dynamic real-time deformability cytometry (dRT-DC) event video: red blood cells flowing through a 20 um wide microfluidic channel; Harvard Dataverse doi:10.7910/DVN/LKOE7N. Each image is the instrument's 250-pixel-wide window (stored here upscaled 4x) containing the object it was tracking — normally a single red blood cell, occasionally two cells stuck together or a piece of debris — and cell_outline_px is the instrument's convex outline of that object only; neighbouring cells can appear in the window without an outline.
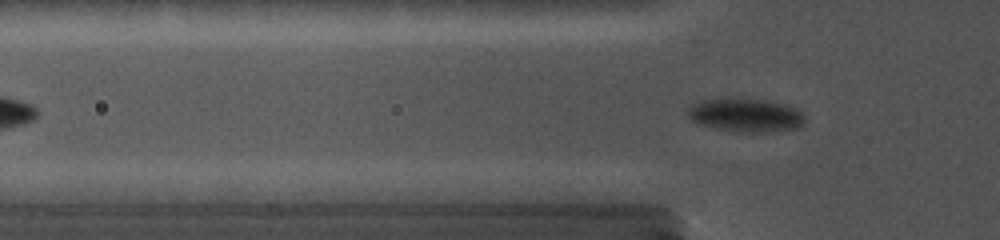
{"species": "common noctule bat (a hibernating species)", "species_latin": "Nyctalus noctula", "temperature_condition": "cold", "stored_images_in_passage": 103, "camera_frame_rate_fps": 5000, "um_per_image_px": 0.085, "animal": {"sex": "female", "body_mass_g": 19.0, "forearm_length_mm": 56.7}, "frame": {"image": 1, "passage_image": 30, "time_ms": 4.2, "image_size_px": [1000, 240], "cell_outline_px": [[804, 124], [796, 128], [768, 132], [748, 132], [720, 128], [696, 124], [688, 116], [688, 108], [692, 104], [700, 100], [720, 96], [768, 100], [796, 108], [804, 116]], "centroid_in_image_um": [63.33, 9.74], "position_along_channel_um": 62.5, "area_um2": 23.12}}
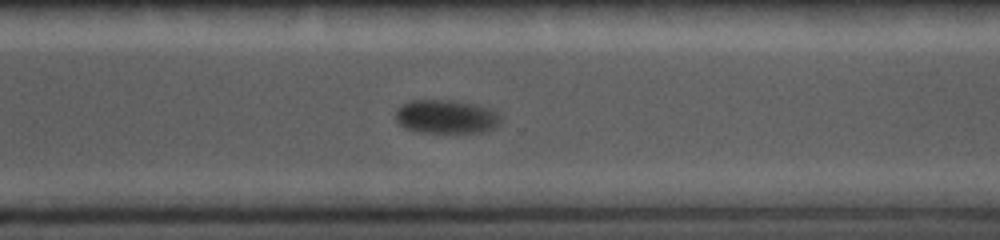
{"frame": {"image": 2, "passage_image": 78, "time_ms": 11.6, "image_size_px": [1000, 240], "cell_outline_px": [[500, 124], [496, 128], [480, 132], [460, 136], [420, 132], [404, 128], [396, 120], [396, 112], [404, 104], [412, 100], [452, 100], [480, 104], [492, 108], [500, 116]], "centroid_in_image_um": [38.01, 9.97], "position_along_channel_um": 332.6, "area_um2": 21.62}}
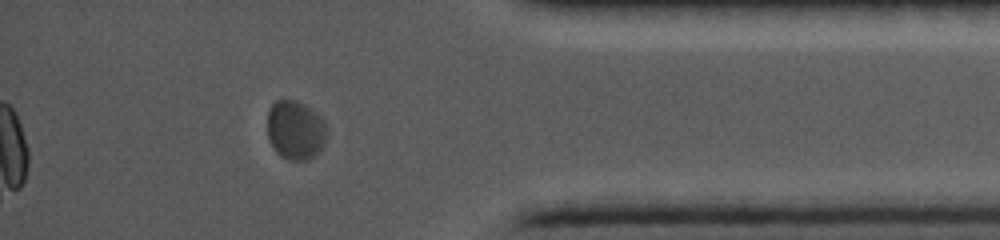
{"frame": {"image": 3, "passage_image": 90, "time_ms": 14.0, "image_size_px": [1000, 240], "cell_outline_px": [[328, 136], [320, 152], [308, 160], [288, 160], [280, 156], [276, 152], [268, 136], [268, 108], [276, 100], [296, 100], [304, 104], [320, 116], [324, 120], [328, 128]], "centroid_in_image_um": [25.15, 11.07], "position_along_channel_um": 410.1, "area_um2": 20.81}}